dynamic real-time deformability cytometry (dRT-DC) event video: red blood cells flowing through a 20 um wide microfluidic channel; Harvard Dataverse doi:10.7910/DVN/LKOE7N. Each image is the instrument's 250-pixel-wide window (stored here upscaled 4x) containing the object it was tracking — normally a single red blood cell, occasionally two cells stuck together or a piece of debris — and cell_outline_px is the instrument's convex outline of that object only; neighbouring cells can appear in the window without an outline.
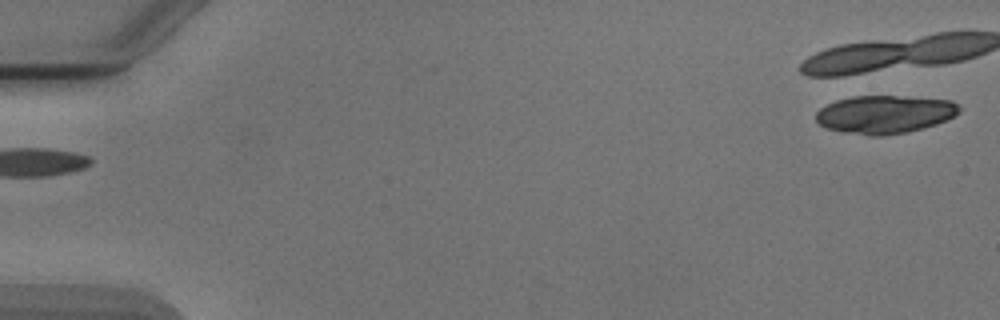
{"species": "Egyptian fruit bat (a non-hibernating species)", "species_latin": "Rousettus aegyptiacus", "temperature_condition": "cold", "stored_images_in_passage": 2, "segment_of_instrument_passage": [2, 2], "camera_frame_rate_fps": 3000, "um_per_image_px": 0.085, "animal": {"sex": "male"}, "frame": {"image": 1, "passage_image": 2, "time_ms": 1.0, "image_size_px": [1000, 320], "cell_outline_px": [[960, 112], [936, 124], [924, 128], [908, 132], [884, 136], [872, 136], [844, 132], [828, 128], [820, 124], [816, 120], [816, 112], [820, 108], [836, 100], [852, 96], [896, 96], [952, 100], [960, 108]], "centroid_in_image_um": [75.19, 9.72], "position_along_channel_um": 9.8, "area_um2": 31.67}}